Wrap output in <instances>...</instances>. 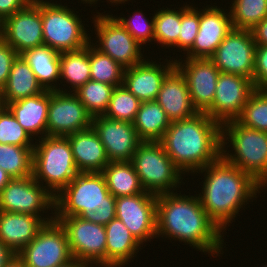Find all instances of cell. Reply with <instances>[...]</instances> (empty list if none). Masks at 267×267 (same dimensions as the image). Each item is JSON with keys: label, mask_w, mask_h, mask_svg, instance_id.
Here are the masks:
<instances>
[{"label": "cell", "mask_w": 267, "mask_h": 267, "mask_svg": "<svg viewBox=\"0 0 267 267\" xmlns=\"http://www.w3.org/2000/svg\"><path fill=\"white\" fill-rule=\"evenodd\" d=\"M156 236L171 237L210 256L223 252V232L205 212L197 195H157Z\"/></svg>", "instance_id": "6da1fadb"}, {"label": "cell", "mask_w": 267, "mask_h": 267, "mask_svg": "<svg viewBox=\"0 0 267 267\" xmlns=\"http://www.w3.org/2000/svg\"><path fill=\"white\" fill-rule=\"evenodd\" d=\"M204 172L202 194L199 193L198 197L205 212L224 233L239 210L249 204V200L257 198L263 186L222 156L195 173Z\"/></svg>", "instance_id": "7a4b0ae2"}, {"label": "cell", "mask_w": 267, "mask_h": 267, "mask_svg": "<svg viewBox=\"0 0 267 267\" xmlns=\"http://www.w3.org/2000/svg\"><path fill=\"white\" fill-rule=\"evenodd\" d=\"M160 142L183 174H194L221 157L222 125L205 112H198L171 122Z\"/></svg>", "instance_id": "3957f363"}, {"label": "cell", "mask_w": 267, "mask_h": 267, "mask_svg": "<svg viewBox=\"0 0 267 267\" xmlns=\"http://www.w3.org/2000/svg\"><path fill=\"white\" fill-rule=\"evenodd\" d=\"M225 145L227 148L232 145L234 154H229L231 151L224 149ZM221 156L267 187V132L244 127L236 120L225 122L222 124Z\"/></svg>", "instance_id": "277c9868"}, {"label": "cell", "mask_w": 267, "mask_h": 267, "mask_svg": "<svg viewBox=\"0 0 267 267\" xmlns=\"http://www.w3.org/2000/svg\"><path fill=\"white\" fill-rule=\"evenodd\" d=\"M36 141L32 176L55 197L79 173L71 145L68 137L61 136H46Z\"/></svg>", "instance_id": "5b68a950"}, {"label": "cell", "mask_w": 267, "mask_h": 267, "mask_svg": "<svg viewBox=\"0 0 267 267\" xmlns=\"http://www.w3.org/2000/svg\"><path fill=\"white\" fill-rule=\"evenodd\" d=\"M131 162L146 192L154 195L172 193L183 183V172L165 152L161 142L142 141Z\"/></svg>", "instance_id": "8992f818"}, {"label": "cell", "mask_w": 267, "mask_h": 267, "mask_svg": "<svg viewBox=\"0 0 267 267\" xmlns=\"http://www.w3.org/2000/svg\"><path fill=\"white\" fill-rule=\"evenodd\" d=\"M41 18L43 43L58 52L79 50L91 42L79 15L65 5L41 0Z\"/></svg>", "instance_id": "52a82bcc"}, {"label": "cell", "mask_w": 267, "mask_h": 267, "mask_svg": "<svg viewBox=\"0 0 267 267\" xmlns=\"http://www.w3.org/2000/svg\"><path fill=\"white\" fill-rule=\"evenodd\" d=\"M54 217L80 216L89 206L116 205L102 172H79L54 197Z\"/></svg>", "instance_id": "ba28073f"}, {"label": "cell", "mask_w": 267, "mask_h": 267, "mask_svg": "<svg viewBox=\"0 0 267 267\" xmlns=\"http://www.w3.org/2000/svg\"><path fill=\"white\" fill-rule=\"evenodd\" d=\"M66 231L74 259L91 267H106L105 226L86 221L79 216L54 217ZM94 264V265H93Z\"/></svg>", "instance_id": "9c48e42d"}, {"label": "cell", "mask_w": 267, "mask_h": 267, "mask_svg": "<svg viewBox=\"0 0 267 267\" xmlns=\"http://www.w3.org/2000/svg\"><path fill=\"white\" fill-rule=\"evenodd\" d=\"M16 256L26 267H59L74 259L66 231L55 219L46 223Z\"/></svg>", "instance_id": "30bf717a"}, {"label": "cell", "mask_w": 267, "mask_h": 267, "mask_svg": "<svg viewBox=\"0 0 267 267\" xmlns=\"http://www.w3.org/2000/svg\"><path fill=\"white\" fill-rule=\"evenodd\" d=\"M94 15L95 34L98 38L93 46L100 52L109 55L124 69L142 63L145 59L141 53V46L128 31L108 13ZM96 16V17H95ZM99 43V44H97ZM143 58V59H142Z\"/></svg>", "instance_id": "8fae6325"}, {"label": "cell", "mask_w": 267, "mask_h": 267, "mask_svg": "<svg viewBox=\"0 0 267 267\" xmlns=\"http://www.w3.org/2000/svg\"><path fill=\"white\" fill-rule=\"evenodd\" d=\"M52 208V209H51ZM55 208L54 196L33 176L11 179L0 192V211L25 213L41 217Z\"/></svg>", "instance_id": "7c38bea8"}, {"label": "cell", "mask_w": 267, "mask_h": 267, "mask_svg": "<svg viewBox=\"0 0 267 267\" xmlns=\"http://www.w3.org/2000/svg\"><path fill=\"white\" fill-rule=\"evenodd\" d=\"M256 44L251 30L233 28L210 57L222 73L253 81Z\"/></svg>", "instance_id": "4fadbf2b"}, {"label": "cell", "mask_w": 267, "mask_h": 267, "mask_svg": "<svg viewBox=\"0 0 267 267\" xmlns=\"http://www.w3.org/2000/svg\"><path fill=\"white\" fill-rule=\"evenodd\" d=\"M62 88L50 91L47 116V136L67 137L77 131L91 127L92 116L78 97Z\"/></svg>", "instance_id": "5bb4252c"}, {"label": "cell", "mask_w": 267, "mask_h": 267, "mask_svg": "<svg viewBox=\"0 0 267 267\" xmlns=\"http://www.w3.org/2000/svg\"><path fill=\"white\" fill-rule=\"evenodd\" d=\"M116 218L142 244L156 238L157 195L143 192L116 197ZM144 242V243H143Z\"/></svg>", "instance_id": "9a60e30c"}, {"label": "cell", "mask_w": 267, "mask_h": 267, "mask_svg": "<svg viewBox=\"0 0 267 267\" xmlns=\"http://www.w3.org/2000/svg\"><path fill=\"white\" fill-rule=\"evenodd\" d=\"M255 89L249 78L220 72L213 103L205 113L221 125L236 120Z\"/></svg>", "instance_id": "2e32d148"}, {"label": "cell", "mask_w": 267, "mask_h": 267, "mask_svg": "<svg viewBox=\"0 0 267 267\" xmlns=\"http://www.w3.org/2000/svg\"><path fill=\"white\" fill-rule=\"evenodd\" d=\"M0 37L19 55L28 49L44 45L41 0H34L0 23Z\"/></svg>", "instance_id": "e0dca14e"}, {"label": "cell", "mask_w": 267, "mask_h": 267, "mask_svg": "<svg viewBox=\"0 0 267 267\" xmlns=\"http://www.w3.org/2000/svg\"><path fill=\"white\" fill-rule=\"evenodd\" d=\"M175 60V67L184 76L193 106L205 112L213 103L220 71L210 58Z\"/></svg>", "instance_id": "ac0fdd59"}, {"label": "cell", "mask_w": 267, "mask_h": 267, "mask_svg": "<svg viewBox=\"0 0 267 267\" xmlns=\"http://www.w3.org/2000/svg\"><path fill=\"white\" fill-rule=\"evenodd\" d=\"M91 127L98 134L110 162L132 161L138 145L142 142L133 123L100 115L92 117Z\"/></svg>", "instance_id": "d6986e66"}, {"label": "cell", "mask_w": 267, "mask_h": 267, "mask_svg": "<svg viewBox=\"0 0 267 267\" xmlns=\"http://www.w3.org/2000/svg\"><path fill=\"white\" fill-rule=\"evenodd\" d=\"M232 29L230 11L206 6L200 10L198 34L186 58H210Z\"/></svg>", "instance_id": "ffe728a7"}, {"label": "cell", "mask_w": 267, "mask_h": 267, "mask_svg": "<svg viewBox=\"0 0 267 267\" xmlns=\"http://www.w3.org/2000/svg\"><path fill=\"white\" fill-rule=\"evenodd\" d=\"M165 60L166 65L145 59L138 65L125 68L123 85L141 102L155 101L164 79L175 68V59Z\"/></svg>", "instance_id": "44dd1931"}, {"label": "cell", "mask_w": 267, "mask_h": 267, "mask_svg": "<svg viewBox=\"0 0 267 267\" xmlns=\"http://www.w3.org/2000/svg\"><path fill=\"white\" fill-rule=\"evenodd\" d=\"M53 217L0 211V241L18 254Z\"/></svg>", "instance_id": "7402d4cb"}, {"label": "cell", "mask_w": 267, "mask_h": 267, "mask_svg": "<svg viewBox=\"0 0 267 267\" xmlns=\"http://www.w3.org/2000/svg\"><path fill=\"white\" fill-rule=\"evenodd\" d=\"M156 101L170 122L187 119L198 113L192 104L187 82L176 67L164 79Z\"/></svg>", "instance_id": "603a6c76"}, {"label": "cell", "mask_w": 267, "mask_h": 267, "mask_svg": "<svg viewBox=\"0 0 267 267\" xmlns=\"http://www.w3.org/2000/svg\"><path fill=\"white\" fill-rule=\"evenodd\" d=\"M67 137L79 172H102L110 162L98 134L92 127Z\"/></svg>", "instance_id": "cb8c5ba5"}, {"label": "cell", "mask_w": 267, "mask_h": 267, "mask_svg": "<svg viewBox=\"0 0 267 267\" xmlns=\"http://www.w3.org/2000/svg\"><path fill=\"white\" fill-rule=\"evenodd\" d=\"M50 103V90L16 102L7 103L5 106L14 115L18 123L32 137L43 138L47 136V114Z\"/></svg>", "instance_id": "d4e9b609"}, {"label": "cell", "mask_w": 267, "mask_h": 267, "mask_svg": "<svg viewBox=\"0 0 267 267\" xmlns=\"http://www.w3.org/2000/svg\"><path fill=\"white\" fill-rule=\"evenodd\" d=\"M106 267H122L136 257L141 243L130 233L123 222L117 218L105 225ZM136 253V254H135Z\"/></svg>", "instance_id": "484cf974"}, {"label": "cell", "mask_w": 267, "mask_h": 267, "mask_svg": "<svg viewBox=\"0 0 267 267\" xmlns=\"http://www.w3.org/2000/svg\"><path fill=\"white\" fill-rule=\"evenodd\" d=\"M44 91L28 63L18 55L12 64L7 84L1 91L0 98L5 106L7 103L33 97Z\"/></svg>", "instance_id": "4316f807"}, {"label": "cell", "mask_w": 267, "mask_h": 267, "mask_svg": "<svg viewBox=\"0 0 267 267\" xmlns=\"http://www.w3.org/2000/svg\"><path fill=\"white\" fill-rule=\"evenodd\" d=\"M20 55L28 63L45 90L61 91L56 83L57 80L63 83L60 80V52L47 45H42L28 49Z\"/></svg>", "instance_id": "83f0119b"}, {"label": "cell", "mask_w": 267, "mask_h": 267, "mask_svg": "<svg viewBox=\"0 0 267 267\" xmlns=\"http://www.w3.org/2000/svg\"><path fill=\"white\" fill-rule=\"evenodd\" d=\"M170 123L164 109L155 100L141 103L133 126L141 141L160 142Z\"/></svg>", "instance_id": "f1b7e54d"}, {"label": "cell", "mask_w": 267, "mask_h": 267, "mask_svg": "<svg viewBox=\"0 0 267 267\" xmlns=\"http://www.w3.org/2000/svg\"><path fill=\"white\" fill-rule=\"evenodd\" d=\"M109 192L114 197L145 192L131 161L109 162L102 171Z\"/></svg>", "instance_id": "f546056e"}, {"label": "cell", "mask_w": 267, "mask_h": 267, "mask_svg": "<svg viewBox=\"0 0 267 267\" xmlns=\"http://www.w3.org/2000/svg\"><path fill=\"white\" fill-rule=\"evenodd\" d=\"M60 79L70 84L75 92L91 79L89 44L79 50L60 52Z\"/></svg>", "instance_id": "4dcf8cb0"}, {"label": "cell", "mask_w": 267, "mask_h": 267, "mask_svg": "<svg viewBox=\"0 0 267 267\" xmlns=\"http://www.w3.org/2000/svg\"><path fill=\"white\" fill-rule=\"evenodd\" d=\"M33 148L0 144V167L12 179L32 176Z\"/></svg>", "instance_id": "1f68e13d"}, {"label": "cell", "mask_w": 267, "mask_h": 267, "mask_svg": "<svg viewBox=\"0 0 267 267\" xmlns=\"http://www.w3.org/2000/svg\"><path fill=\"white\" fill-rule=\"evenodd\" d=\"M89 62L91 80L110 84L114 87L123 84L124 68L109 55L96 49L89 43Z\"/></svg>", "instance_id": "d6a6232c"}, {"label": "cell", "mask_w": 267, "mask_h": 267, "mask_svg": "<svg viewBox=\"0 0 267 267\" xmlns=\"http://www.w3.org/2000/svg\"><path fill=\"white\" fill-rule=\"evenodd\" d=\"M114 86L99 81L89 80L73 92L92 116L104 115L109 106Z\"/></svg>", "instance_id": "836d02e7"}, {"label": "cell", "mask_w": 267, "mask_h": 267, "mask_svg": "<svg viewBox=\"0 0 267 267\" xmlns=\"http://www.w3.org/2000/svg\"><path fill=\"white\" fill-rule=\"evenodd\" d=\"M154 14V42L164 47L178 48V39L181 30V7L178 10L158 9Z\"/></svg>", "instance_id": "e575fe53"}, {"label": "cell", "mask_w": 267, "mask_h": 267, "mask_svg": "<svg viewBox=\"0 0 267 267\" xmlns=\"http://www.w3.org/2000/svg\"><path fill=\"white\" fill-rule=\"evenodd\" d=\"M230 7L233 28L253 29L267 17V0H233Z\"/></svg>", "instance_id": "d590c367"}, {"label": "cell", "mask_w": 267, "mask_h": 267, "mask_svg": "<svg viewBox=\"0 0 267 267\" xmlns=\"http://www.w3.org/2000/svg\"><path fill=\"white\" fill-rule=\"evenodd\" d=\"M141 103L142 102L122 84L114 87L109 106L103 116L112 120L133 123Z\"/></svg>", "instance_id": "8d00e7d4"}, {"label": "cell", "mask_w": 267, "mask_h": 267, "mask_svg": "<svg viewBox=\"0 0 267 267\" xmlns=\"http://www.w3.org/2000/svg\"><path fill=\"white\" fill-rule=\"evenodd\" d=\"M236 121L244 127L267 132V90L255 89Z\"/></svg>", "instance_id": "74e56055"}, {"label": "cell", "mask_w": 267, "mask_h": 267, "mask_svg": "<svg viewBox=\"0 0 267 267\" xmlns=\"http://www.w3.org/2000/svg\"><path fill=\"white\" fill-rule=\"evenodd\" d=\"M0 144L20 147H34L35 145L33 137L23 129L6 106L0 109Z\"/></svg>", "instance_id": "f35d334b"}, {"label": "cell", "mask_w": 267, "mask_h": 267, "mask_svg": "<svg viewBox=\"0 0 267 267\" xmlns=\"http://www.w3.org/2000/svg\"><path fill=\"white\" fill-rule=\"evenodd\" d=\"M134 13L129 19L118 16L115 18L142 47L147 42L154 40V15L149 21L142 10L139 12L136 10Z\"/></svg>", "instance_id": "ab89813d"}, {"label": "cell", "mask_w": 267, "mask_h": 267, "mask_svg": "<svg viewBox=\"0 0 267 267\" xmlns=\"http://www.w3.org/2000/svg\"><path fill=\"white\" fill-rule=\"evenodd\" d=\"M192 5L181 8V30L178 39V48L187 53L193 46L197 37L200 22V9Z\"/></svg>", "instance_id": "60d3db41"}, {"label": "cell", "mask_w": 267, "mask_h": 267, "mask_svg": "<svg viewBox=\"0 0 267 267\" xmlns=\"http://www.w3.org/2000/svg\"><path fill=\"white\" fill-rule=\"evenodd\" d=\"M116 205L89 206L79 216L86 221L105 226L112 219L116 218Z\"/></svg>", "instance_id": "b9f144b4"}, {"label": "cell", "mask_w": 267, "mask_h": 267, "mask_svg": "<svg viewBox=\"0 0 267 267\" xmlns=\"http://www.w3.org/2000/svg\"><path fill=\"white\" fill-rule=\"evenodd\" d=\"M253 84L267 90V46H256Z\"/></svg>", "instance_id": "7bdbcfd3"}, {"label": "cell", "mask_w": 267, "mask_h": 267, "mask_svg": "<svg viewBox=\"0 0 267 267\" xmlns=\"http://www.w3.org/2000/svg\"><path fill=\"white\" fill-rule=\"evenodd\" d=\"M19 54L0 37V93L7 84L12 64Z\"/></svg>", "instance_id": "ee69618b"}, {"label": "cell", "mask_w": 267, "mask_h": 267, "mask_svg": "<svg viewBox=\"0 0 267 267\" xmlns=\"http://www.w3.org/2000/svg\"><path fill=\"white\" fill-rule=\"evenodd\" d=\"M33 1L34 0H0V23L17 11L29 6Z\"/></svg>", "instance_id": "f6af8a7d"}, {"label": "cell", "mask_w": 267, "mask_h": 267, "mask_svg": "<svg viewBox=\"0 0 267 267\" xmlns=\"http://www.w3.org/2000/svg\"><path fill=\"white\" fill-rule=\"evenodd\" d=\"M256 46H267V17L251 29Z\"/></svg>", "instance_id": "bcb514c9"}, {"label": "cell", "mask_w": 267, "mask_h": 267, "mask_svg": "<svg viewBox=\"0 0 267 267\" xmlns=\"http://www.w3.org/2000/svg\"><path fill=\"white\" fill-rule=\"evenodd\" d=\"M16 254L0 241V267H5Z\"/></svg>", "instance_id": "7dc6e473"}, {"label": "cell", "mask_w": 267, "mask_h": 267, "mask_svg": "<svg viewBox=\"0 0 267 267\" xmlns=\"http://www.w3.org/2000/svg\"><path fill=\"white\" fill-rule=\"evenodd\" d=\"M12 178L0 167V192Z\"/></svg>", "instance_id": "c3c4849f"}, {"label": "cell", "mask_w": 267, "mask_h": 267, "mask_svg": "<svg viewBox=\"0 0 267 267\" xmlns=\"http://www.w3.org/2000/svg\"><path fill=\"white\" fill-rule=\"evenodd\" d=\"M59 267H91V266L88 265L87 263H83L81 261H78L77 259H72L68 263H66L62 266H59Z\"/></svg>", "instance_id": "681fc988"}, {"label": "cell", "mask_w": 267, "mask_h": 267, "mask_svg": "<svg viewBox=\"0 0 267 267\" xmlns=\"http://www.w3.org/2000/svg\"><path fill=\"white\" fill-rule=\"evenodd\" d=\"M5 267H26V266L17 256H15Z\"/></svg>", "instance_id": "f907efd6"}, {"label": "cell", "mask_w": 267, "mask_h": 267, "mask_svg": "<svg viewBox=\"0 0 267 267\" xmlns=\"http://www.w3.org/2000/svg\"><path fill=\"white\" fill-rule=\"evenodd\" d=\"M126 1H128V0H107V2H111V4H122V3H125ZM130 1V0H129Z\"/></svg>", "instance_id": "816d5d0a"}, {"label": "cell", "mask_w": 267, "mask_h": 267, "mask_svg": "<svg viewBox=\"0 0 267 267\" xmlns=\"http://www.w3.org/2000/svg\"><path fill=\"white\" fill-rule=\"evenodd\" d=\"M82 2H83V4L85 3H87V4H90V6L94 3H97L98 2V0H81Z\"/></svg>", "instance_id": "f5cc1de1"}, {"label": "cell", "mask_w": 267, "mask_h": 267, "mask_svg": "<svg viewBox=\"0 0 267 267\" xmlns=\"http://www.w3.org/2000/svg\"><path fill=\"white\" fill-rule=\"evenodd\" d=\"M3 106H4V105H3L2 100H1V98H0V109H1Z\"/></svg>", "instance_id": "db71d44e"}]
</instances>
